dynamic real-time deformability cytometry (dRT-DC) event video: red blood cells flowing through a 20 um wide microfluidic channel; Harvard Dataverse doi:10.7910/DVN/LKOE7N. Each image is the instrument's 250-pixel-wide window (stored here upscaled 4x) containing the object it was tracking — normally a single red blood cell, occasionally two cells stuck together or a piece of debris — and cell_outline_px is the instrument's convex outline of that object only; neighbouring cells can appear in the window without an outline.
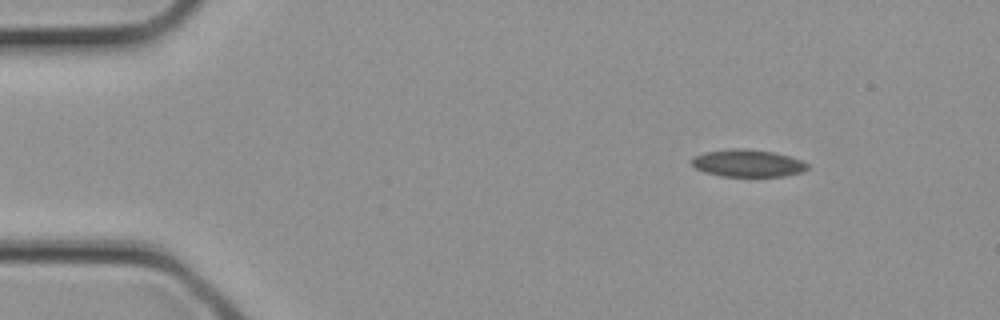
{"species": "common noctule bat (a hibernating species)", "species_latin": "Nyctalus noctula", "temperature_condition": "cold", "stored_images_in_passage": 2, "camera_frame_rate_fps": 3000, "um_per_image_px": 0.085, "animal": {"sex": "female", "body_mass_g": 21.9}, "frame": {"image": 1, "passage_image": 1, "time_ms": 0.0, "image_size_px": [1000, 320], "cell_outline_px": [[808, 168], [800, 172], [784, 176], [720, 176], [704, 172], [696, 168], [692, 164], [692, 160], [696, 156], [704, 152], [736, 148], [748, 148], [776, 152], [800, 160], [808, 164]], "centroid_in_image_um": [63.55, 13.86], "position_along_channel_um": 21.4, "area_um2": 18.32}}
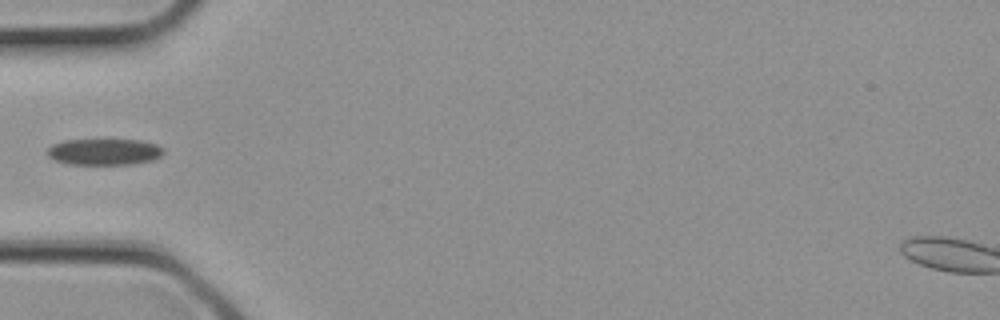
{"frame": {"image": 2, "passage_image": 2, "time_ms": 0.333, "image_size_px": [1000, 320], "cell_outline_px": [[164, 152], [160, 156], [152, 160], [132, 164], [68, 164], [56, 160], [48, 156], [48, 148], [52, 144], [64, 140], [140, 140], [156, 144], [164, 148]], "centroid_in_image_um": [8.87, 12.9], "position_along_channel_um": 76.1, "area_um2": 17.74}}